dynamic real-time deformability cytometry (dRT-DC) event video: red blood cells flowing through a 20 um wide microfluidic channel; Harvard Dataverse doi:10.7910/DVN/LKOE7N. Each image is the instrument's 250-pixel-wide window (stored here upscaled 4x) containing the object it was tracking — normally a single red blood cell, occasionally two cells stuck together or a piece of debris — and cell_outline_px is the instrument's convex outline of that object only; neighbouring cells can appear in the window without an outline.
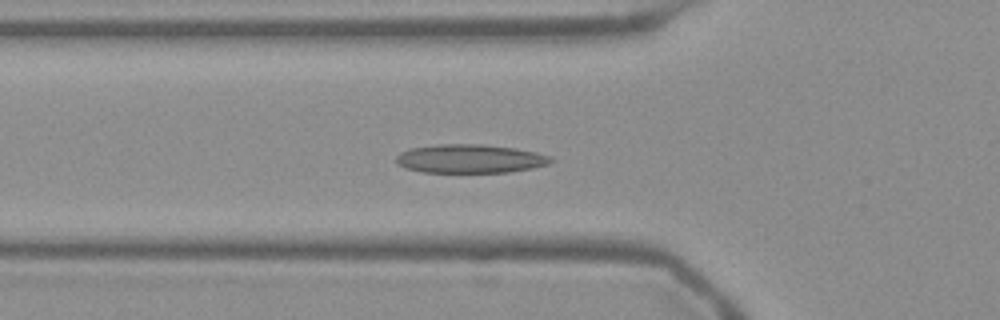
{"species": "Egyptian fruit bat (a non-hibernating species)", "species_latin": "Rousettus aegyptiacus", "temperature_condition": "warm", "stored_images_in_passage": 54, "camera_frame_rate_fps": 3000, "um_per_image_px": 0.085, "frame": {"image": 1, "passage_image": 19, "time_ms": 6.0, "image_size_px": [1000, 320], "cell_outline_px": [[556, 160], [548, 164], [532, 168], [508, 172], [424, 172], [404, 168], [396, 164], [396, 156], [400, 152], [412, 148], [436, 144], [484, 144], [516, 148], [536, 152], [552, 156]], "centroid_in_image_um": [39.97, 13.48], "position_along_channel_um": 85.8, "area_um2": 26.07}}
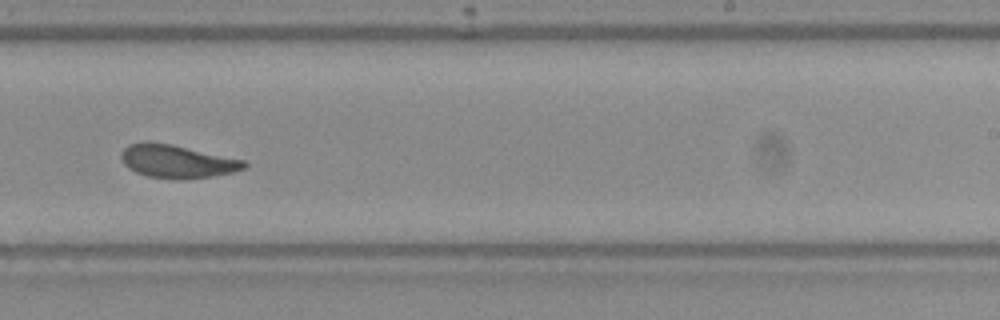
{"frame": {"image": 2, "passage_image": 34, "time_ms": 11.0, "image_size_px": [1000, 320], "cell_outline_px": [[248, 164], [244, 168], [232, 172], [212, 176], [180, 180], [148, 176], [136, 172], [128, 168], [124, 164], [120, 156], [120, 152], [128, 144], [144, 140], [148, 140], [172, 144], [244, 160]], "centroid_in_image_um": [14.99, 13.7], "position_along_channel_um": 274.0, "area_um2": 23.93}}
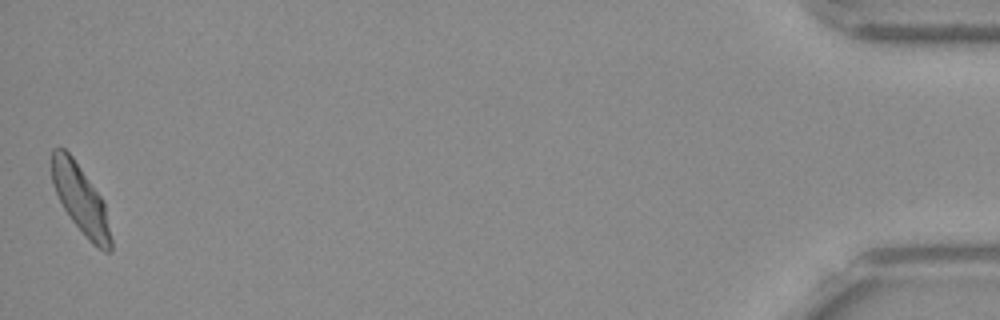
{"frame": {"image": 3, "passage_image": 54, "time_ms": 17.667, "image_size_px": [1000, 320], "cell_outline_px": [[112, 252], [104, 252], [92, 244], [84, 236], [72, 220], [64, 208], [52, 184], [52, 148], [64, 148], [72, 156], [104, 200], [112, 240]], "centroid_in_image_um": [6.88, 16.98], "position_along_channel_um": 428.3, "area_um2": 23.58}, "authors_computed_cell_mechanics": {"area_um2": 24.1893, "velocity_mm_per_s": 3.7494, "shape_relaxation_time_tau1_ms": 11.1862, "shape_relaxation_time_tau2_ms": 2.274, "deformation_change_tau1": 0.2718, "deformation_change_tau2": 0.069}}